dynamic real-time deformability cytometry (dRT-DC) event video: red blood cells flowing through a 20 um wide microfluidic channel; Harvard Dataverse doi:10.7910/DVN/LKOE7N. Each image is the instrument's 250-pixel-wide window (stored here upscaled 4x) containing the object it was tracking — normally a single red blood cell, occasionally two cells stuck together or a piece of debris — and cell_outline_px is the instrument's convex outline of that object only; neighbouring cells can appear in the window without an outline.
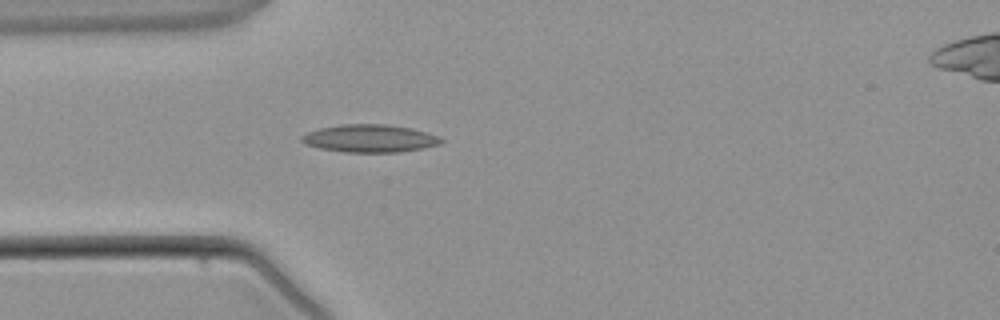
{"species": "common noctule bat (a hibernating species)", "species_latin": "Nyctalus noctula", "temperature_condition": "warm", "stored_images_in_passage": 1, "camera_frame_rate_fps": 3000, "um_per_image_px": 0.085, "animal": {"sex": "male", "body_mass_g": 21.5, "forearm_length_mm": 52.0}, "frame": {"image": 1, "passage_image": 1, "time_ms": 0.0, "image_size_px": [1000, 320], "cell_outline_px": [[444, 140], [440, 144], [424, 148], [400, 152], [344, 152], [320, 148], [308, 144], [300, 140], [300, 136], [308, 132], [320, 128], [340, 124], [388, 124], [412, 128], [428, 132], [440, 136]], "centroid_in_image_um": [31.48, 11.76], "position_along_channel_um": 53.5, "area_um2": 22.66}}